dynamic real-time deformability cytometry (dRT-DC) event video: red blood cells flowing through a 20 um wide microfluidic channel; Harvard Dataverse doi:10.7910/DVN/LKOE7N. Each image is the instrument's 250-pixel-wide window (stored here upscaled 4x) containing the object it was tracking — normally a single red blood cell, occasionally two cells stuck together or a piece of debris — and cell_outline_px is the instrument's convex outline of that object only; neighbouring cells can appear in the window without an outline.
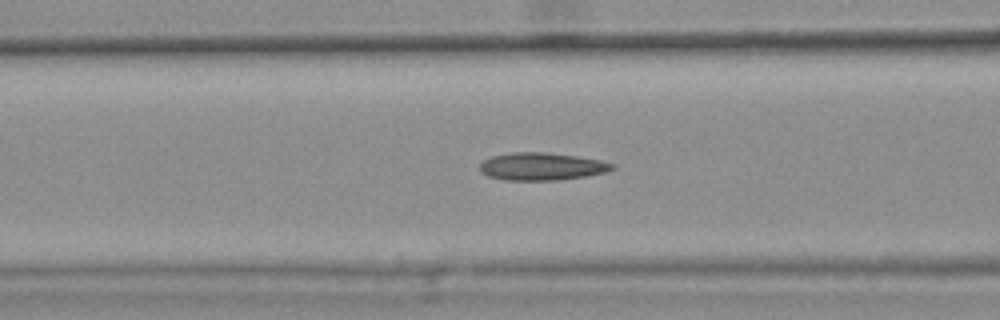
{"species": "common noctule bat (a hibernating species)", "species_latin": "Nyctalus noctula", "temperature_condition": "warm", "stored_images_in_passage": 40, "camera_frame_rate_fps": 3000, "um_per_image_px": 0.085, "animal": {"sex": "female", "body_mass_g": 25.1}, "frame": {"image": 1, "passage_image": 18, "time_ms": 5.667, "image_size_px": [1000, 320], "cell_outline_px": [[616, 168], [604, 172], [584, 176], [556, 180], [504, 180], [488, 176], [480, 172], [480, 164], [484, 160], [492, 156], [512, 152], [544, 152], [576, 156], [600, 160], [616, 164]], "centroid_in_image_um": [46.03, 14.14], "position_along_channel_um": 120.6, "area_um2": 21.21}, "authors_computed_cell_mechanics": {"area_um2": 20.808, "velocity_mm_per_s": 3.8027, "shape_relaxation_time_tau1_ms": null, "shape_relaxation_time_tau2_ms": 2.6747, "deformation_change_tau1": null, "deformation_change_tau2": 0.1197}}